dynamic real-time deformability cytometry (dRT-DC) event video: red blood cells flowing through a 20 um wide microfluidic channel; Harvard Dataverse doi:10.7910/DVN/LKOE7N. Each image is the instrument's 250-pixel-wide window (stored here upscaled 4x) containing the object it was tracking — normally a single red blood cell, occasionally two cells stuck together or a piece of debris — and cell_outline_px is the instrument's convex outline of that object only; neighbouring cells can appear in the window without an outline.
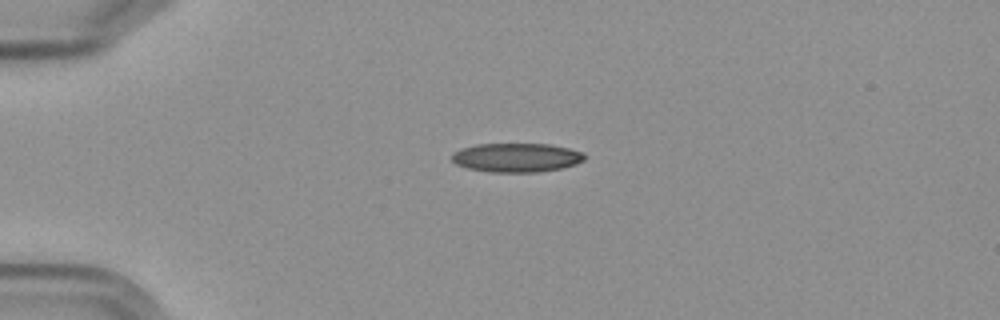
{"species": "Egyptian fruit bat (a non-hibernating species)", "species_latin": "Rousettus aegyptiacus", "temperature_condition": "cold", "stored_images_in_passage": 4, "camera_frame_rate_fps": 3000, "um_per_image_px": 0.085, "frame": {"image": 1, "passage_image": 1, "time_ms": 0.0, "image_size_px": [1000, 320], "cell_outline_px": [[584, 160], [576, 164], [560, 168], [536, 172], [488, 172], [468, 168], [456, 164], [452, 160], [452, 152], [460, 148], [476, 144], [548, 144], [568, 148], [584, 152]], "centroid_in_image_um": [43.87, 13.39], "position_along_channel_um": 41.1, "area_um2": 22.43}}
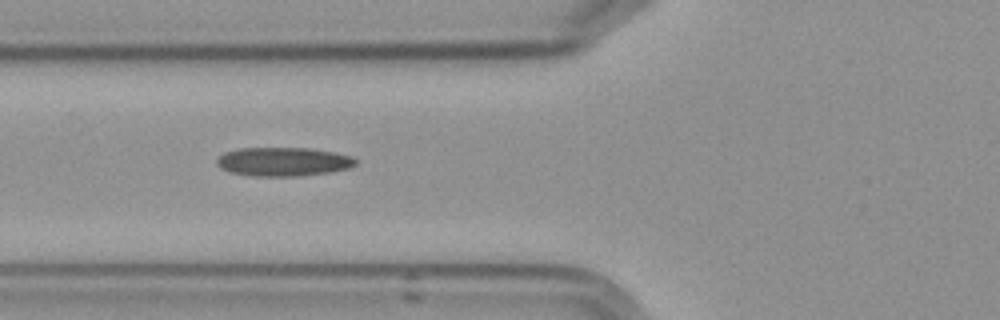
{"frame": {"image": 2, "passage_image": 3, "time_ms": 2.667, "image_size_px": [1000, 320], "cell_outline_px": [[356, 164], [348, 168], [328, 172], [296, 176], [256, 176], [228, 172], [220, 168], [216, 164], [216, 160], [224, 152], [240, 148], [308, 148], [336, 152], [352, 156], [356, 160]], "centroid_in_image_um": [24.05, 13.74], "position_along_channel_um": 101.7, "area_um2": 23.29}}
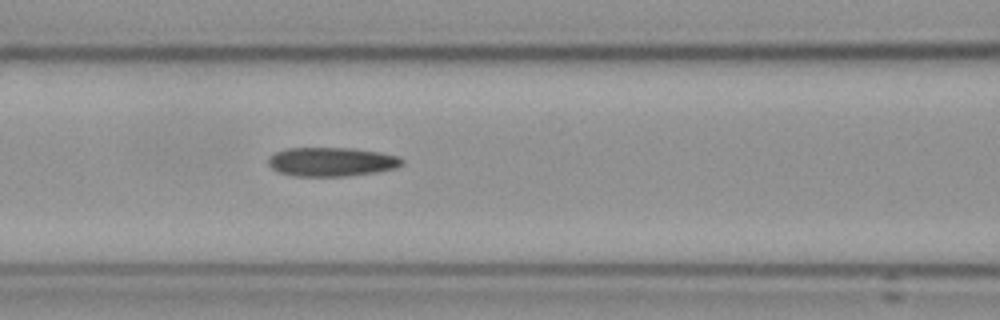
{"frame": {"image": 3, "passage_image": 4, "time_ms": 3.667, "image_size_px": [1000, 320], "cell_outline_px": [[404, 164], [396, 168], [372, 172], [344, 176], [296, 176], [280, 172], [272, 168], [268, 164], [268, 156], [284, 148], [352, 148], [380, 152], [400, 156], [404, 160]], "centroid_in_image_um": [28.19, 13.74], "position_along_channel_um": 138.4, "area_um2": 22.6}}